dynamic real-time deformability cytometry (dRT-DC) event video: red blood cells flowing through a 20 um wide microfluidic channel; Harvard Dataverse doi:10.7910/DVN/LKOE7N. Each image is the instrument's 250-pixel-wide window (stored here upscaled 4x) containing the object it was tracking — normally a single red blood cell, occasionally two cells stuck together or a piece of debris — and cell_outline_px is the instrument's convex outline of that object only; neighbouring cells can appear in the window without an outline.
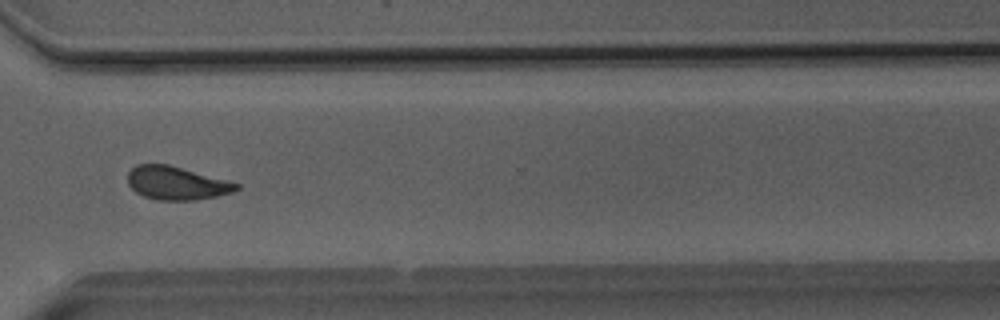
{"species": "Egyptian fruit bat (a non-hibernating species)", "species_latin": "Rousettus aegyptiacus", "temperature_condition": "room temperature", "stored_images_in_passage": 46, "camera_frame_rate_fps": 3000, "um_per_image_px": 0.085, "animal": {"sex": "male"}, "frame": {"image": 1, "passage_image": 32, "time_ms": 10.333, "image_size_px": [1000, 320], "cell_outline_px": [[240, 188], [232, 192], [216, 196], [196, 200], [160, 200], [144, 196], [136, 192], [128, 184], [128, 172], [136, 164], [168, 164], [228, 180], [240, 184]], "centroid_in_image_um": [15.01, 15.56], "position_along_channel_um": 355.6, "area_um2": 21.04}, "authors_computed_cell_mechanics": {"area_um2": 21.386, "velocity_mm_per_s": 4.0293, "shape_relaxation_time_tau1_ms": 4.2766, "shape_relaxation_time_tau2_ms": 1.633, "deformation_change_tau1": 0.1067, "deformation_change_tau2": 0.0751}}